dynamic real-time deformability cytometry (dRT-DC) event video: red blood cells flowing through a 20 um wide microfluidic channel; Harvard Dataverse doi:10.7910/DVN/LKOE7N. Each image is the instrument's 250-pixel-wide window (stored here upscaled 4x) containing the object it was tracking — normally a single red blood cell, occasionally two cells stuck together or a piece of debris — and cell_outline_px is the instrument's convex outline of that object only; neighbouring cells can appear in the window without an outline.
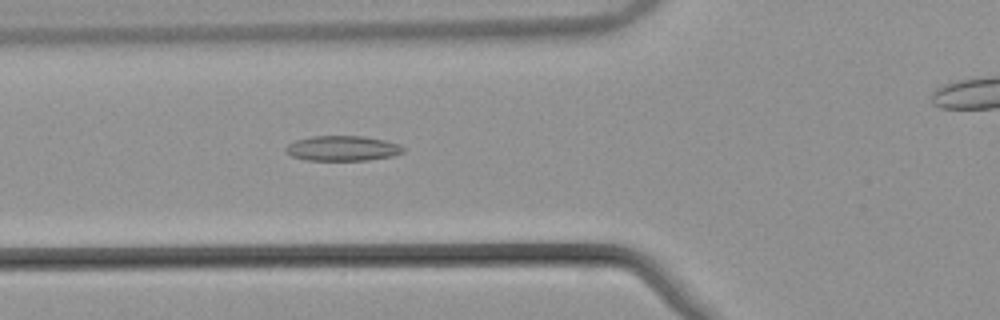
{"species": "common noctule bat (a hibernating species)", "species_latin": "Nyctalus noctula", "temperature_condition": "warm", "stored_images_in_passage": 23, "camera_frame_rate_fps": 3000, "um_per_image_px": 0.085, "animal": {"sex": "male", "body_mass_g": 21.5, "forearm_length_mm": 52.0}, "frame": {"image": 1, "passage_image": 3, "time_ms": 0.667, "image_size_px": [1000, 320], "cell_outline_px": [[404, 152], [392, 156], [368, 160], [304, 160], [292, 156], [284, 152], [284, 148], [288, 144], [296, 140], [312, 136], [364, 136], [384, 140], [400, 144], [404, 148]], "centroid_in_image_um": [29.09, 12.61], "position_along_channel_um": 96.7, "area_um2": 17.28}}
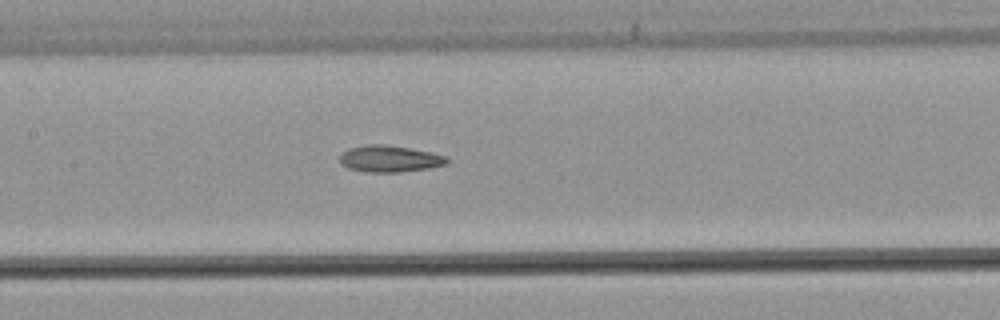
{"frame": {"image": 2, "passage_image": 9, "time_ms": 2.667, "image_size_px": [1000, 320], "cell_outline_px": [[448, 160], [444, 164], [428, 168], [400, 172], [368, 172], [348, 168], [340, 164], [340, 156], [348, 148], [368, 144], [384, 144], [408, 148], [448, 156]], "centroid_in_image_um": [33.08, 13.49], "position_along_channel_um": 174.3, "area_um2": 16.42}}
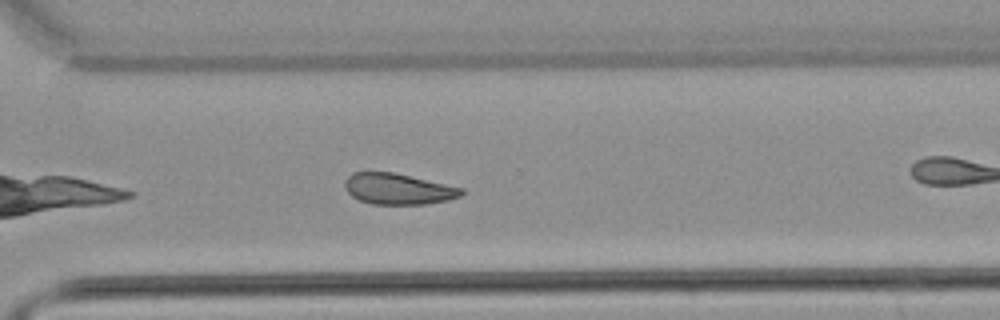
{"frame": {"image": 3, "passage_image": 18, "time_ms": 5.667, "image_size_px": [1000, 320], "cell_outline_px": [[464, 192], [460, 196], [448, 200], [424, 204], [372, 204], [360, 200], [352, 196], [348, 192], [344, 184], [344, 180], [352, 172], [392, 172], [464, 188]], "centroid_in_image_um": [33.83, 16.06], "position_along_channel_um": 336.8, "area_um2": 20.92}, "authors_computed_cell_mechanics": {"area_um2": 17.1088, "velocity_mm_per_s": 3.8654, "shape_relaxation_time_tau1_ms": null, "shape_relaxation_time_tau2_ms": 4.8666, "deformation_change_tau1": null, "deformation_change_tau2": 0.1263}}